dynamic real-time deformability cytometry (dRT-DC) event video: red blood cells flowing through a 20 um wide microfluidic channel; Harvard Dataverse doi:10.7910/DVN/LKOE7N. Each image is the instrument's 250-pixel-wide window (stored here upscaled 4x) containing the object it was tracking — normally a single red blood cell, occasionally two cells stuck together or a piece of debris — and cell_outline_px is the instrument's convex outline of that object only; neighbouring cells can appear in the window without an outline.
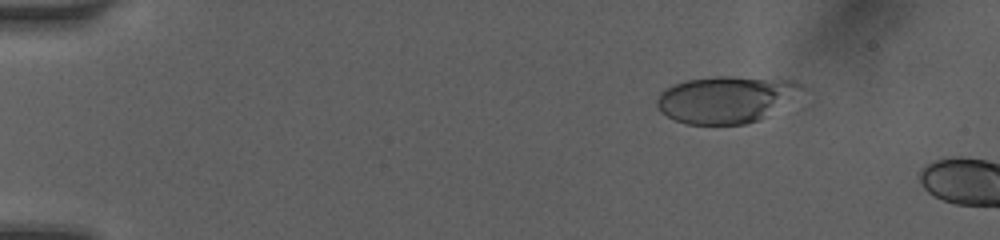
{"species": "human", "species_latin": "Homo sapiens", "temperature_condition": "room temperature", "stored_images_in_passage": 16, "camera_frame_rate_fps": 3000, "um_per_image_px": 0.085, "donor": {"sex": "female"}, "frame": {"image": 1, "passage_image": 10, "time_ms": 2.0, "image_size_px": [1000, 240], "cell_outline_px": [[804, 88], [760, 120], [744, 124], [684, 124], [660, 112], [656, 104], [656, 100], [660, 92], [672, 84], [684, 80], [712, 76], [736, 76], [796, 80], [804, 84]], "centroid_in_image_um": [61.64, 8.42], "position_along_channel_um": 23.4, "area_um2": 39.48}}